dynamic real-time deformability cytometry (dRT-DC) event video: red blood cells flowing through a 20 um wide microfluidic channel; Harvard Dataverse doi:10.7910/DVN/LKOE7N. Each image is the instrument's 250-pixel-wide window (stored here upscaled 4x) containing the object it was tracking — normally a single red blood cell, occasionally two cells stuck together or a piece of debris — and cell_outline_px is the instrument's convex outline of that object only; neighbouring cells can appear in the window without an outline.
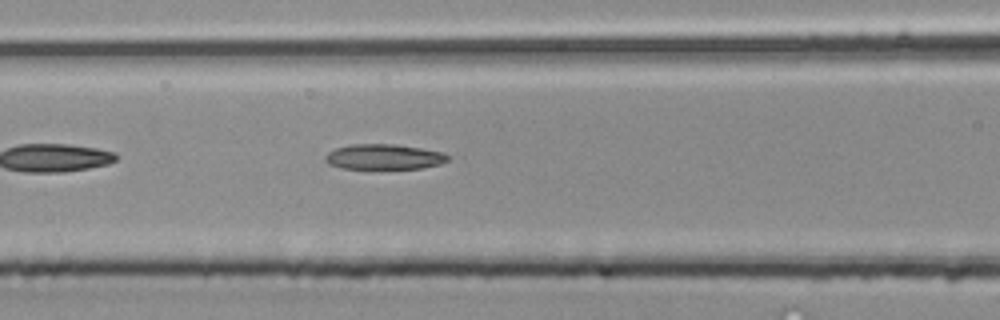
{"species": "common noctule bat (a hibernating species)", "species_latin": "Nyctalus noctula", "temperature_condition": "room temperature", "stored_images_in_passage": 11, "camera_frame_rate_fps": 3000, "um_per_image_px": 0.085, "animal": {"sex": "male", "body_mass_g": 20.4}, "frame": {"image": 1, "passage_image": 5, "time_ms": 1.333, "image_size_px": [1000, 320], "cell_outline_px": [[448, 160], [440, 164], [424, 168], [344, 168], [328, 164], [324, 160], [324, 156], [328, 152], [336, 148], [352, 144], [396, 144], [420, 148], [440, 152], [448, 156]], "centroid_in_image_um": [32.6, 13.32], "position_along_channel_um": 134.0, "area_um2": 17.86}}
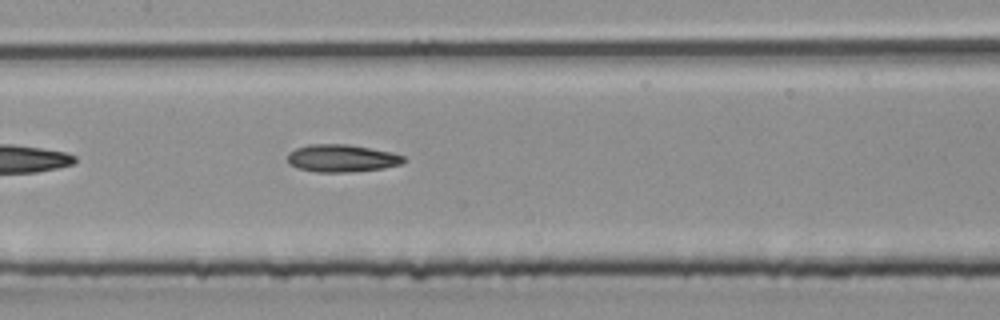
{"frame": {"image": 2, "passage_image": 8, "time_ms": 2.333, "image_size_px": [1000, 320], "cell_outline_px": [[404, 160], [400, 164], [384, 168], [348, 172], [316, 172], [296, 168], [288, 164], [288, 152], [296, 148], [308, 144], [348, 144], [392, 152], [404, 156]], "centroid_in_image_um": [29.0, 13.45], "position_along_channel_um": 178.4, "area_um2": 18.67}}